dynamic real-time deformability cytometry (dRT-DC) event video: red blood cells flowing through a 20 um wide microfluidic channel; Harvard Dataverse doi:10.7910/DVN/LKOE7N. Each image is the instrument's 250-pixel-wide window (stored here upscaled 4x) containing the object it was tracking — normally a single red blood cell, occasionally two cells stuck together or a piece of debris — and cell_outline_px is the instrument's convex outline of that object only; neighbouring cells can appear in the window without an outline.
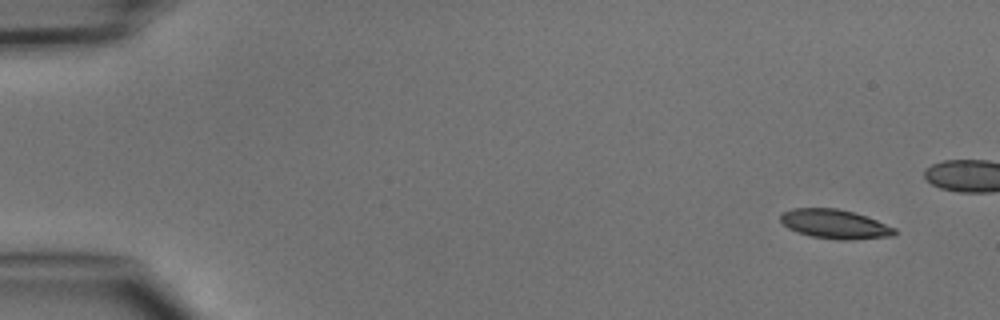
{"species": "common noctule bat (a hibernating species)", "species_latin": "Nyctalus noctula", "temperature_condition": "cold", "stored_images_in_passage": 5, "camera_frame_rate_fps": 3000, "um_per_image_px": 0.085, "animal": {"sex": "male", "body_mass_g": 15.6}, "frame": {"image": 1, "passage_image": 1, "time_ms": 0.0, "image_size_px": [1000, 320], "cell_outline_px": [[896, 232], [892, 236], [848, 240], [836, 240], [812, 236], [796, 232], [788, 228], [780, 220], [780, 216], [784, 212], [792, 208], [836, 208], [868, 216], [896, 228]], "centroid_in_image_um": [70.97, 19.05], "position_along_channel_um": 14.0, "area_um2": 19.42}}